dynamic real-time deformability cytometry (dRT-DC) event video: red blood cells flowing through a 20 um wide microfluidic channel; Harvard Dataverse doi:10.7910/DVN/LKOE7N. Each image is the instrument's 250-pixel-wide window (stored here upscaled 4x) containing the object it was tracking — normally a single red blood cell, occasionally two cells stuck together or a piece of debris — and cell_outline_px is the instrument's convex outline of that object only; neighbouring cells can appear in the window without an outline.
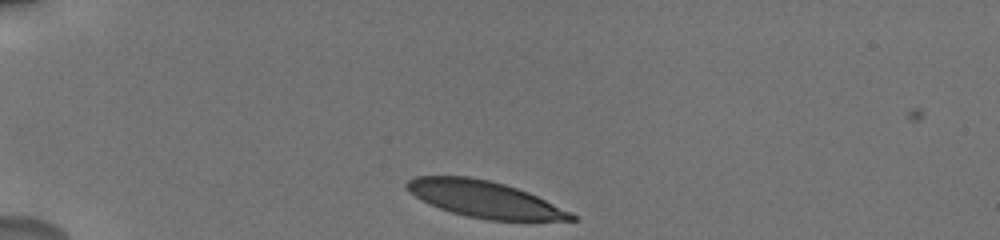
{"species": "human", "species_latin": "Homo sapiens", "temperature_condition": "cold", "stored_images_in_passage": 40, "camera_frame_rate_fps": 3000, "um_per_image_px": 0.085, "donor": {"sex": "male"}, "frame": {"image": 1, "passage_image": 1, "time_ms": 0.0, "image_size_px": [1000, 240], "cell_outline_px": [[576, 220], [488, 220], [468, 216], [452, 212], [440, 208], [408, 192], [404, 184], [408, 180], [416, 176], [468, 176], [488, 180], [504, 184], [528, 192], [572, 212], [576, 216]], "centroid_in_image_um": [41.18, 16.92], "position_along_channel_um": 43.8, "area_um2": 34.56}}
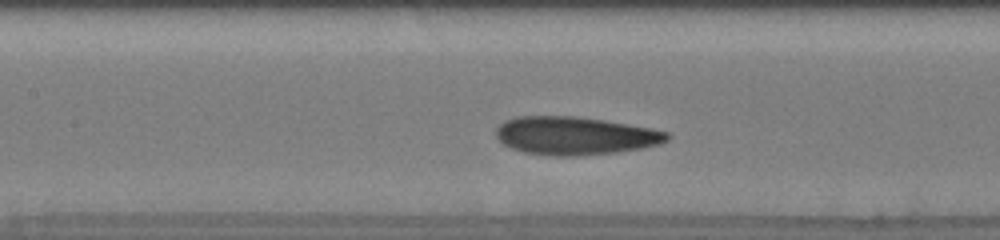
{"frame": {"image": 2, "passage_image": 14, "time_ms": 4.333, "image_size_px": [1000, 240], "cell_outline_px": [[672, 136], [668, 140], [660, 144], [640, 148], [616, 152], [576, 156], [556, 156], [524, 152], [512, 148], [504, 144], [496, 136], [496, 128], [504, 120], [516, 116], [572, 116], [604, 120], [628, 124], [668, 132]], "centroid_in_image_um": [48.86, 11.53], "position_along_channel_um": 158.5, "area_um2": 37.86}}
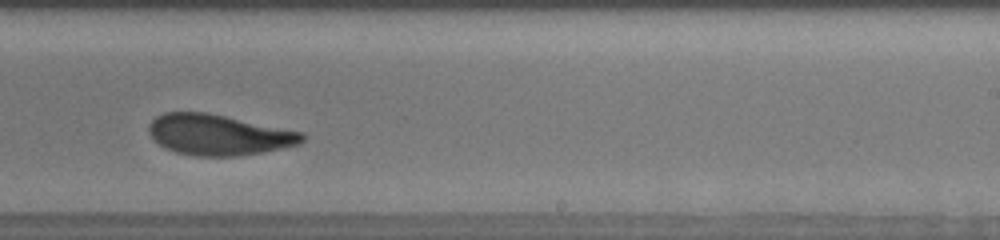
{"frame": {"image": 3, "passage_image": 25, "time_ms": 7.333, "image_size_px": [1000, 240], "cell_outline_px": [[304, 140], [300, 144], [284, 148], [236, 156], [196, 156], [176, 152], [164, 148], [152, 140], [148, 132], [148, 124], [156, 116], [164, 112], [208, 112], [304, 132]], "centroid_in_image_um": [18.55, 11.45], "position_along_channel_um": 270.5, "area_um2": 36.7}, "authors_computed_cell_mechanics": {"area_um2": 36.992, "velocity_mm_per_s": 3.7556, "shape_relaxation_time_tau1_ms": 2.9441, "shape_relaxation_time_tau2_ms": 1.456, "deformation_change_tau1": 0.1437, "deformation_change_tau2": 0.0833}}